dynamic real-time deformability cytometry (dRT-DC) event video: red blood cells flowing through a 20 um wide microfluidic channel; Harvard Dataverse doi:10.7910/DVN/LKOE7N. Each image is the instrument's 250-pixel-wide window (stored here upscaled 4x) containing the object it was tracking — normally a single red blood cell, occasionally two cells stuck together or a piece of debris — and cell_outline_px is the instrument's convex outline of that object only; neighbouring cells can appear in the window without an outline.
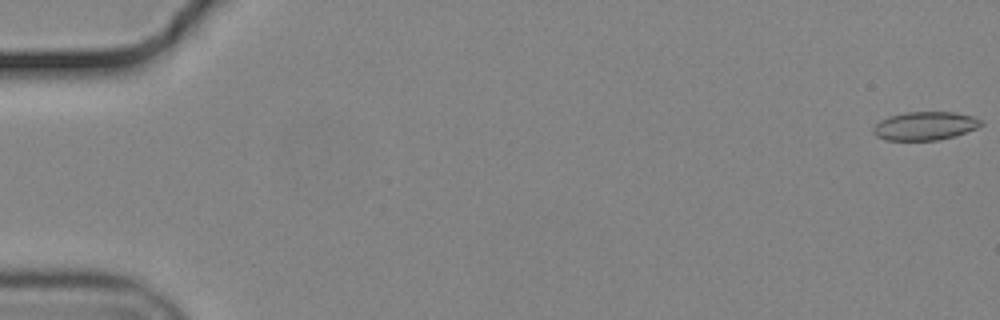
{"species": "common noctule bat (a hibernating species)", "species_latin": "Nyctalus noctula", "temperature_condition": "cold", "stored_images_in_passage": 22, "camera_frame_rate_fps": 3000, "um_per_image_px": 0.085, "animal": {"sex": "male", "body_mass_g": 19.2, "forearm_length_mm": 51.8}, "frame": {"image": 1, "passage_image": 1, "time_ms": 0.0, "image_size_px": [1000, 320], "cell_outline_px": [[984, 124], [976, 128], [956, 136], [940, 140], [884, 140], [876, 136], [872, 132], [872, 128], [880, 120], [888, 116], [904, 112], [956, 112], [972, 116], [984, 120]], "centroid_in_image_um": [78.63, 10.7], "position_along_channel_um": 6.4, "area_um2": 18.15}}
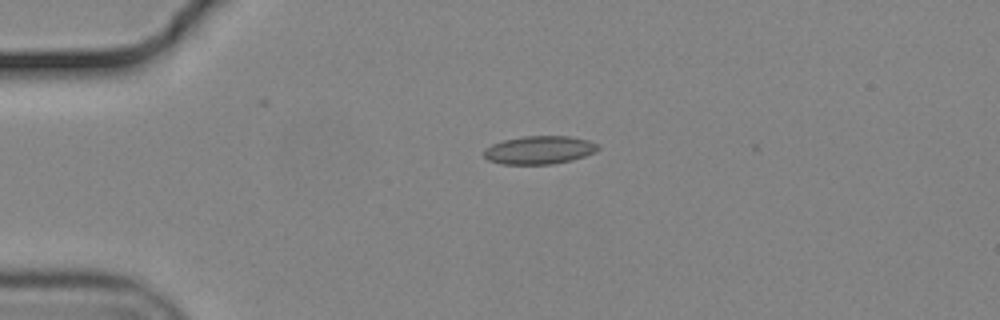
{"frame": {"image": 2, "passage_image": 14, "time_ms": 4.333, "image_size_px": [1000, 320], "cell_outline_px": [[600, 148], [596, 152], [572, 160], [552, 164], [500, 164], [488, 160], [484, 156], [484, 148], [492, 144], [504, 140], [524, 136], [568, 136], [588, 140], [600, 144]], "centroid_in_image_um": [45.86, 12.75], "position_along_channel_um": 39.1, "area_um2": 18.84}}
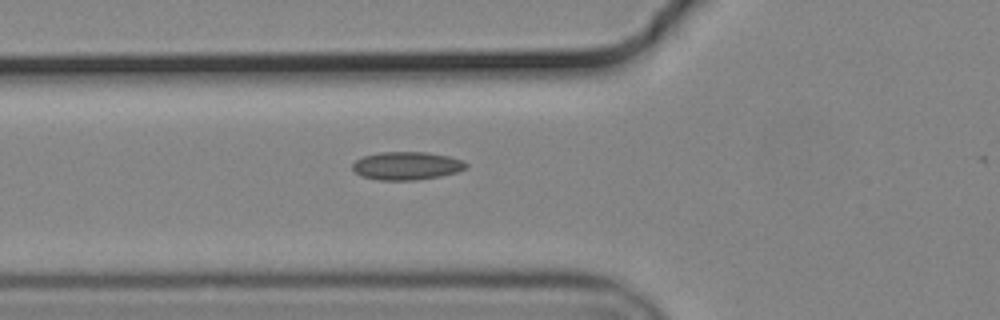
{"frame": {"image": 3, "passage_image": 21, "time_ms": 6.667, "image_size_px": [1000, 320], "cell_outline_px": [[468, 168], [456, 172], [440, 176], [416, 180], [380, 180], [360, 176], [352, 168], [352, 164], [356, 160], [364, 156], [380, 152], [428, 152], [448, 156], [464, 160], [468, 164]], "centroid_in_image_um": [34.59, 14.09], "position_along_channel_um": 91.2, "area_um2": 18.67}}